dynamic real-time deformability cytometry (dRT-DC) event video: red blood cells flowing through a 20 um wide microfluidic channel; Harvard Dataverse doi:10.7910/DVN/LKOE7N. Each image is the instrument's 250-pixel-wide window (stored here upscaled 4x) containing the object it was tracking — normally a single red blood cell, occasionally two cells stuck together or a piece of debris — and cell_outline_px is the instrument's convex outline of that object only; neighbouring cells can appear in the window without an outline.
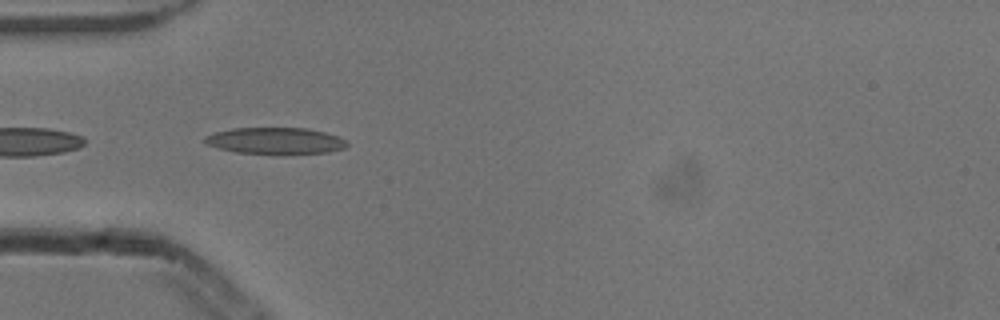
{"species": "common noctule bat (a hibernating species)", "species_latin": "Nyctalus noctula", "temperature_condition": "cold", "stored_images_in_passage": 34, "camera_frame_rate_fps": 3000, "um_per_image_px": 0.085, "animal": {"sex": "male", "body_mass_g": 13.3}, "frame": {"image": 1, "passage_image": 16, "time_ms": 5.0, "image_size_px": [1000, 320], "cell_outline_px": [[348, 144], [344, 148], [328, 152], [284, 156], [280, 156], [236, 152], [220, 148], [208, 144], [204, 140], [204, 136], [216, 132], [232, 128], [308, 128], [340, 136], [348, 140]], "centroid_in_image_um": [23.48, 11.99], "position_along_channel_um": 61.5, "area_um2": 22.66}}
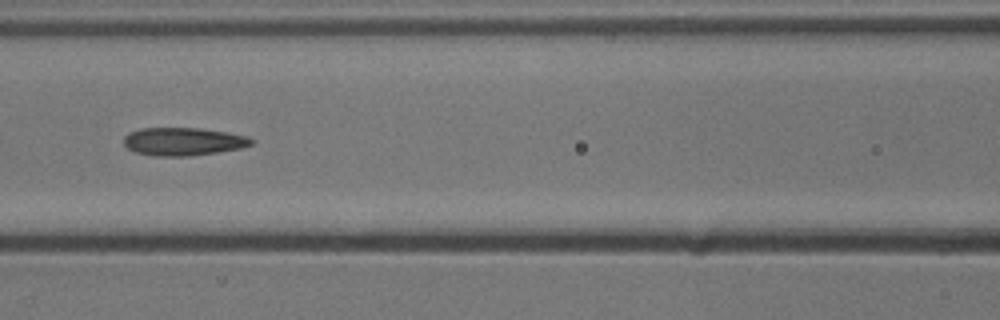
{"frame": {"image": 2, "passage_image": 23, "time_ms": 7.333, "image_size_px": [1000, 320], "cell_outline_px": [[256, 140], [252, 144], [240, 148], [216, 152], [188, 156], [152, 156], [136, 152], [128, 148], [124, 144], [124, 136], [128, 132], [140, 128], [200, 128], [228, 132], [248, 136]], "centroid_in_image_um": [15.58, 12.02], "position_along_channel_um": 151.0, "area_um2": 20.92}}
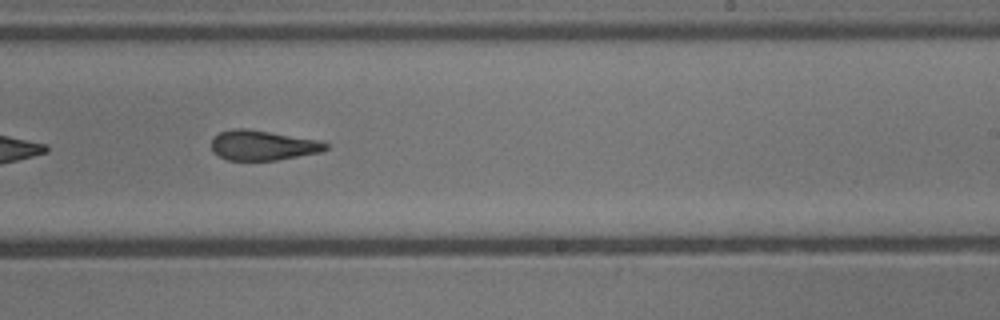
{"frame": {"image": 3, "passage_image": 32, "time_ms": 10.333, "image_size_px": [1000, 320], "cell_outline_px": [[328, 148], [320, 152], [276, 160], [228, 160], [212, 152], [212, 136], [220, 132], [232, 128], [244, 128], [320, 140], [328, 144]], "centroid_in_image_um": [22.31, 12.34], "position_along_channel_um": 266.7, "area_um2": 19.88}}